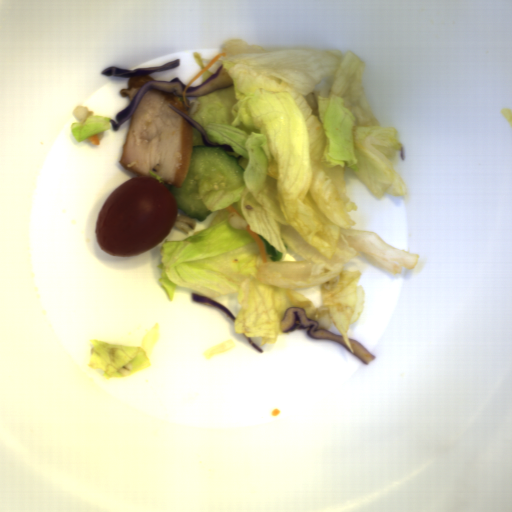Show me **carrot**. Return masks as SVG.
Here are the masks:
<instances>
[{"mask_svg":"<svg viewBox=\"0 0 512 512\" xmlns=\"http://www.w3.org/2000/svg\"><path fill=\"white\" fill-rule=\"evenodd\" d=\"M220 57H227V53H217L184 87L181 95H182V99H183V102L185 103V105L187 107H190L188 101H187V90L189 87H191V84L199 77L201 76L204 72H206L208 69H210L214 64L215 62L220 58ZM191 108V107H190Z\"/></svg>","mask_w":512,"mask_h":512,"instance_id":"b8716197","label":"carrot"},{"mask_svg":"<svg viewBox=\"0 0 512 512\" xmlns=\"http://www.w3.org/2000/svg\"><path fill=\"white\" fill-rule=\"evenodd\" d=\"M246 230L248 231V233L251 235V237L256 242V244H257V246L259 248V251H260L263 263H267V254H266V249H265L264 242L258 236L257 232L251 231L249 224L246 225Z\"/></svg>","mask_w":512,"mask_h":512,"instance_id":"cead05ca","label":"carrot"},{"mask_svg":"<svg viewBox=\"0 0 512 512\" xmlns=\"http://www.w3.org/2000/svg\"><path fill=\"white\" fill-rule=\"evenodd\" d=\"M91 141L92 145H100V137L99 134H95L87 138Z\"/></svg>","mask_w":512,"mask_h":512,"instance_id":"1c9b5961","label":"carrot"},{"mask_svg":"<svg viewBox=\"0 0 512 512\" xmlns=\"http://www.w3.org/2000/svg\"><path fill=\"white\" fill-rule=\"evenodd\" d=\"M226 209L229 210L231 213H236L242 219L240 212L234 206L230 205Z\"/></svg>","mask_w":512,"mask_h":512,"instance_id":"07d2c1c8","label":"carrot"}]
</instances>
